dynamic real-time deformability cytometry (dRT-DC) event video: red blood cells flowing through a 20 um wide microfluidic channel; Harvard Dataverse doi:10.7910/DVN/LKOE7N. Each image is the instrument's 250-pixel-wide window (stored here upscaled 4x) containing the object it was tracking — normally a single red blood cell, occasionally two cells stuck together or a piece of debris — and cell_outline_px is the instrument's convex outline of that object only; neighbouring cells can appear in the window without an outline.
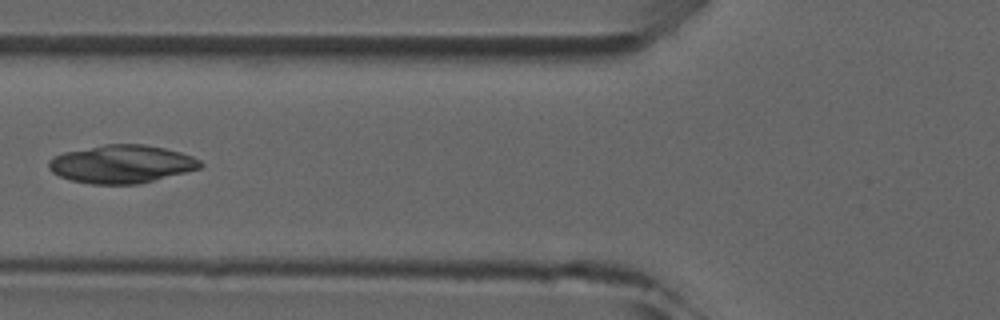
{"species": "common noctule bat (a hibernating species)", "species_latin": "Nyctalus noctula", "temperature_condition": "room temperature", "stored_images_in_passage": 7, "camera_frame_rate_fps": 3000, "um_per_image_px": 0.085, "animal": {"sex": "male", "forearm_length_mm": 52.5}, "frame": {"image": 1, "passage_image": 5, "time_ms": 5.667, "image_size_px": [1000, 320], "cell_outline_px": [[204, 164], [200, 168], [140, 184], [92, 184], [72, 180], [60, 176], [52, 172], [48, 168], [48, 160], [64, 152], [104, 144], [144, 144], [164, 148], [180, 152], [192, 156], [200, 160]], "centroid_in_image_um": [10.34, 13.94], "position_along_channel_um": 115.5, "area_um2": 33.58}}
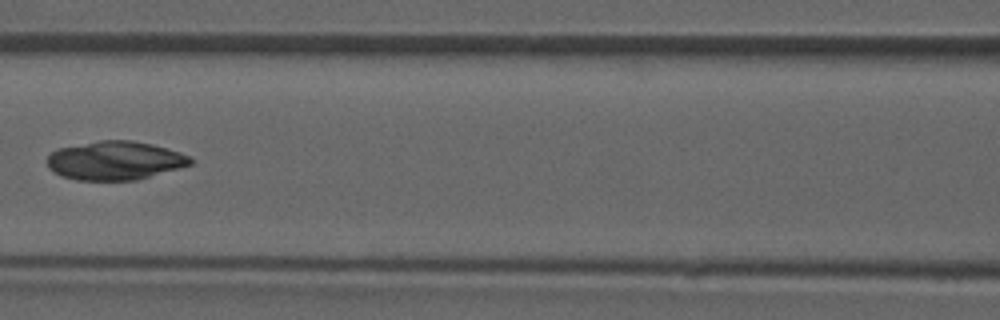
{"frame": {"image": 2, "passage_image": 6, "time_ms": 6.667, "image_size_px": [1000, 320], "cell_outline_px": [[196, 160], [192, 164], [136, 180], [76, 180], [64, 176], [48, 168], [48, 156], [52, 152], [60, 148], [100, 140], [132, 140], [152, 144], [180, 152], [192, 156]], "centroid_in_image_um": [9.83, 13.64], "position_along_channel_um": 156.8, "area_um2": 32.14}}